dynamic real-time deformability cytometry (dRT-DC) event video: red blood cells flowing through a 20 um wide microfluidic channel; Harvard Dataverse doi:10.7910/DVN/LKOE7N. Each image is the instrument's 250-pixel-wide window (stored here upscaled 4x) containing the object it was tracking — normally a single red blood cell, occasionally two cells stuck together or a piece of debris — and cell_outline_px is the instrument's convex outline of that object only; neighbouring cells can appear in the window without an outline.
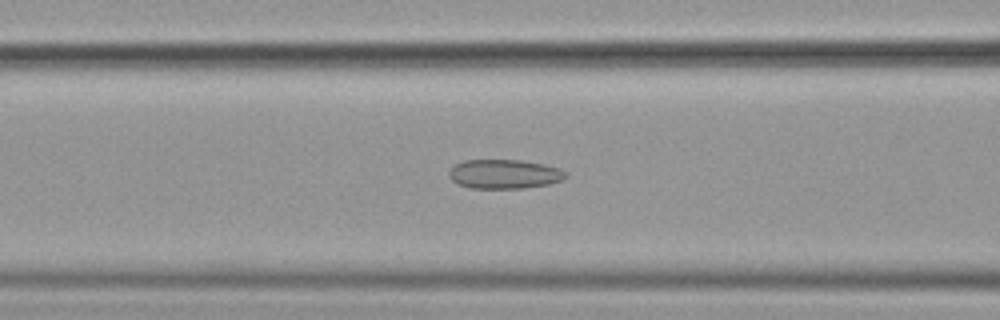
{"species": "common noctule bat (a hibernating species)", "species_latin": "Nyctalus noctula", "temperature_condition": "cold", "stored_images_in_passage": 35, "camera_frame_rate_fps": 3000, "um_per_image_px": 0.085, "animal": {"sex": "female", "body_mass_g": 19.9}, "frame": {"image": 1, "passage_image": 6, "time_ms": 1.667, "image_size_px": [1000, 320], "cell_outline_px": [[568, 176], [560, 180], [548, 184], [524, 188], [472, 188], [460, 184], [452, 180], [448, 176], [448, 172], [456, 164], [464, 160], [520, 160], [544, 164], [560, 168]], "centroid_in_image_um": [42.86, 14.79], "position_along_channel_um": 123.7, "area_um2": 19.71}}
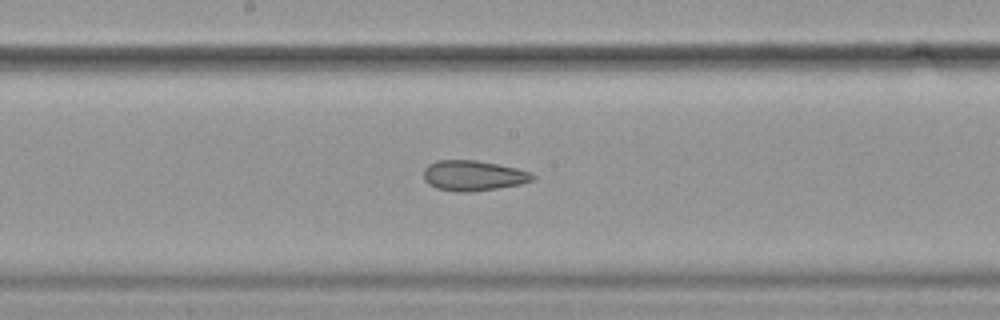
{"frame": {"image": 2, "passage_image": 13, "time_ms": 4.0, "image_size_px": [1000, 320], "cell_outline_px": [[536, 176], [532, 180], [520, 184], [496, 188], [468, 192], [456, 192], [436, 188], [428, 184], [424, 180], [424, 168], [428, 164], [436, 160], [476, 160], [516, 168], [532, 172]], "centroid_in_image_um": [40.2, 14.92], "position_along_channel_um": 208.0, "area_um2": 19.25}}
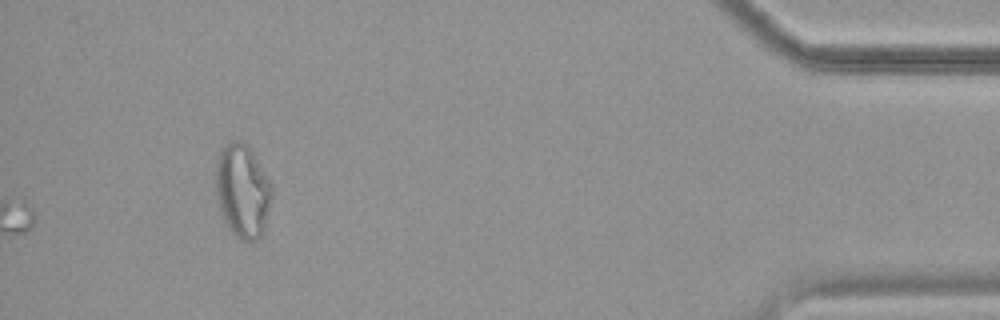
{"frame": {"image": 3, "passage_image": 35, "time_ms": 11.333, "image_size_px": [1000, 320], "cell_outline_px": [[272, 196], [264, 224], [260, 236], [256, 240], [244, 240], [236, 236], [232, 232], [220, 208], [216, 192], [216, 160], [220, 152], [232, 140], [240, 140], [252, 152], [272, 184]], "centroid_in_image_um": [20.62, 16.2], "position_along_channel_um": 414.6, "area_um2": 29.65}, "authors_computed_cell_mechanics": {"area_um2": 18.9584, "velocity_mm_per_s": 3.6079, "shape_relaxation_time_tau1_ms": null, "shape_relaxation_time_tau2_ms": 2.9506, "deformation_change_tau1": null, "deformation_change_tau2": 0.1084}}